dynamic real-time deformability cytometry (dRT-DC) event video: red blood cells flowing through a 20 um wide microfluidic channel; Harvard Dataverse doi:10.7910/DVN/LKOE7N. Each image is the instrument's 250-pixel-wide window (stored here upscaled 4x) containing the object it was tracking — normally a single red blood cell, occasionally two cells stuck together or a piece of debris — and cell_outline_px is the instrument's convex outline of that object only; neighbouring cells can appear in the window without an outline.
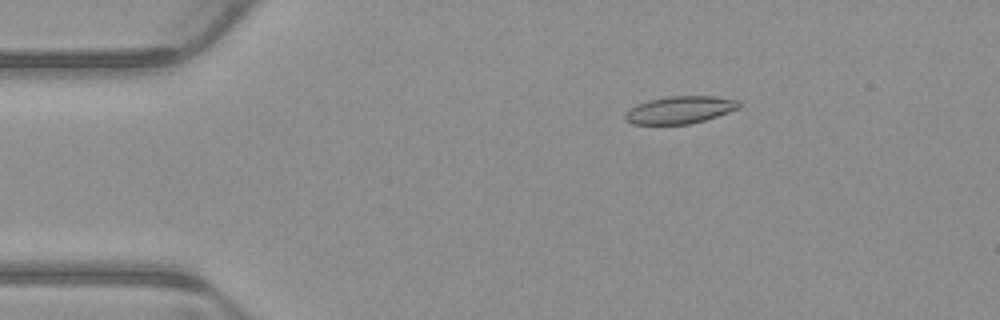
{"species": "common noctule bat (a hibernating species)", "species_latin": "Nyctalus noctula", "temperature_condition": "warm", "stored_images_in_passage": 4, "camera_frame_rate_fps": 3000, "um_per_image_px": 0.085, "animal": {"sex": "male", "body_mass_g": 23.1, "forearm_length_mm": 52.7}, "frame": {"image": 1, "passage_image": 3, "time_ms": 0.667, "image_size_px": [1000, 320], "cell_outline_px": [[740, 108], [704, 120], [688, 124], [632, 124], [624, 120], [624, 112], [636, 104], [648, 100], [668, 96], [712, 96], [740, 100]], "centroid_in_image_um": [57.75, 9.33], "position_along_channel_um": 27.2, "area_um2": 18.26}}